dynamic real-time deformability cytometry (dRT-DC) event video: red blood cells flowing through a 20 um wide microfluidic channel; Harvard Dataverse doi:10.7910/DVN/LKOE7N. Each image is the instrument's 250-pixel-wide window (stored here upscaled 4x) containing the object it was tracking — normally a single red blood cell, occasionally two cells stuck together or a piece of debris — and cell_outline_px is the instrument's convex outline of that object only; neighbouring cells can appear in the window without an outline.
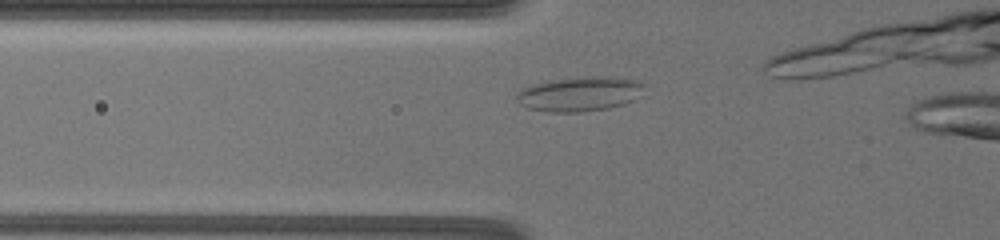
{"species": "common noctule bat (a hibernating species)", "species_latin": "Nyctalus noctula", "temperature_condition": "warm", "stored_images_in_passage": 10, "camera_frame_rate_fps": 3000, "um_per_image_px": 0.085, "animal": {"sex": "female", "body_mass_g": 19.5, "forearm_length_mm": 54.1}, "frame": {"image": 1, "passage_image": 4, "time_ms": 1.0, "image_size_px": [1000, 240], "cell_outline_px": [[644, 84], [640, 96], [624, 104], [608, 108], [580, 112], [548, 112], [528, 108], [520, 104], [516, 100], [516, 92], [532, 84], [548, 80], [580, 76], [616, 76], [640, 80]], "centroid_in_image_um": [49.28, 7.96], "position_along_channel_um": 76.5, "area_um2": 26.18}}
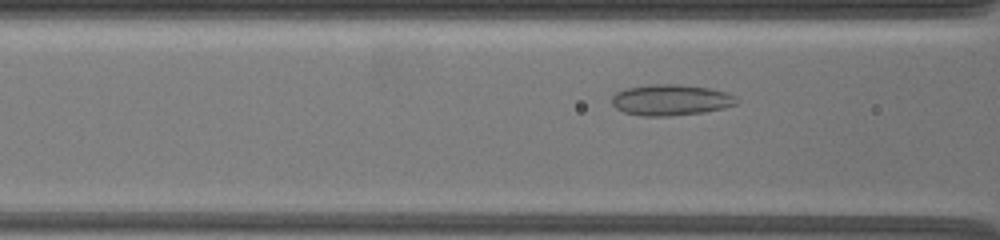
{"frame": {"image": 2, "passage_image": 7, "time_ms": 2.0, "image_size_px": [1000, 240], "cell_outline_px": [[736, 104], [724, 108], [704, 112], [668, 116], [640, 116], [624, 112], [616, 108], [612, 104], [612, 96], [616, 92], [628, 88], [648, 84], [680, 84], [708, 88], [728, 92], [736, 96]], "centroid_in_image_um": [57.01, 8.49], "position_along_channel_um": 109.6, "area_um2": 22.6}}